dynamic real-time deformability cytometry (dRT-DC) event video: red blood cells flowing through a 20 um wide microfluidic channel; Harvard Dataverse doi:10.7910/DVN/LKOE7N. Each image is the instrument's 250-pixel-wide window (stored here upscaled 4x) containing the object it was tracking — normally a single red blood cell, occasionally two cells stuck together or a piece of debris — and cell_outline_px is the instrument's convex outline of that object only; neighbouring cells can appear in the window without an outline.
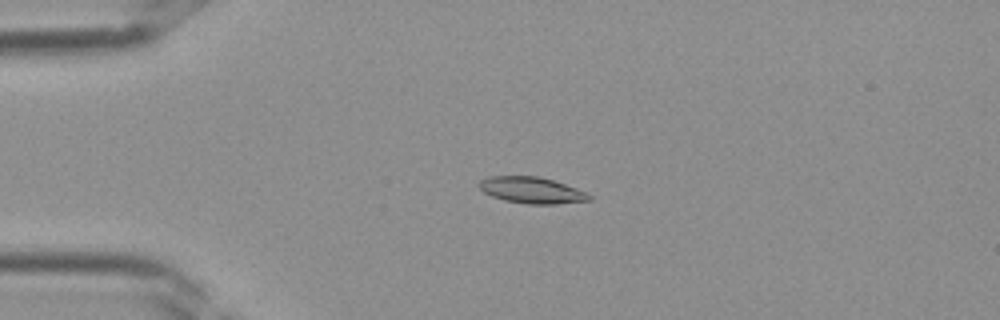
{"species": "Egyptian fruit bat (a non-hibernating species)", "species_latin": "Rousettus aegyptiacus", "temperature_condition": "room temperature", "stored_images_in_passage": 38, "camera_frame_rate_fps": 3000, "um_per_image_px": 0.085, "frame": {"image": 1, "passage_image": 9, "time_ms": 2.667, "image_size_px": [1000, 320], "cell_outline_px": [[592, 200], [556, 204], [528, 204], [504, 200], [492, 196], [484, 192], [476, 184], [480, 180], [488, 176], [536, 176], [552, 180], [576, 188], [592, 196]], "centroid_in_image_um": [45.16, 16.17], "position_along_channel_um": 39.8, "area_um2": 16.82}}
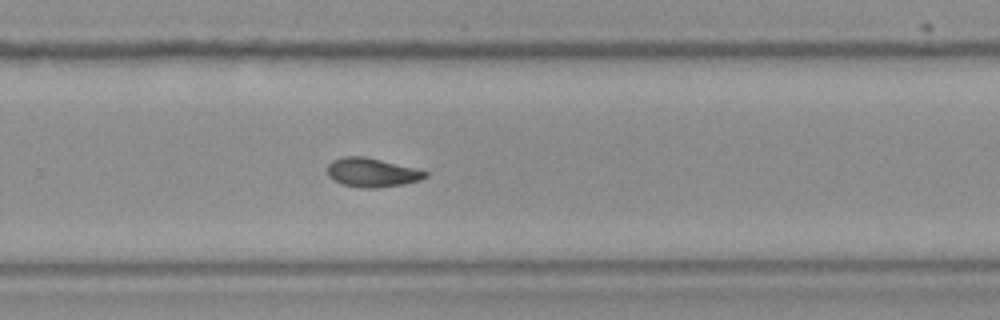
{"frame": {"image": 2, "passage_image": 25, "time_ms": 8.0, "image_size_px": [1000, 320], "cell_outline_px": [[428, 176], [420, 180], [404, 184], [380, 188], [364, 188], [340, 184], [332, 180], [328, 176], [328, 164], [332, 160], [344, 156], [364, 156], [416, 168], [428, 172]], "centroid_in_image_um": [31.61, 14.67], "position_along_channel_um": 298.2, "area_um2": 16.7}}
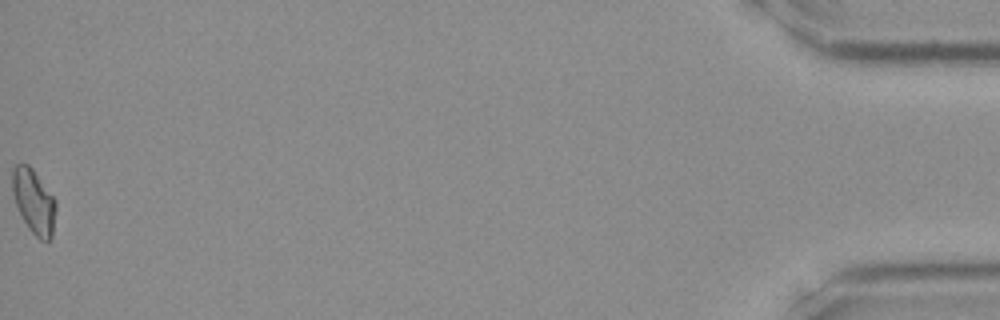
{"frame": {"image": 3, "passage_image": 38, "time_ms": 12.333, "image_size_px": [1000, 320], "cell_outline_px": [[56, 208], [52, 236], [48, 244], [40, 240], [28, 228], [16, 204], [12, 192], [12, 168], [16, 164], [28, 164], [32, 168], [56, 200]], "centroid_in_image_um": [2.88, 17.14], "position_along_channel_um": 432.3, "area_um2": 16.36}}